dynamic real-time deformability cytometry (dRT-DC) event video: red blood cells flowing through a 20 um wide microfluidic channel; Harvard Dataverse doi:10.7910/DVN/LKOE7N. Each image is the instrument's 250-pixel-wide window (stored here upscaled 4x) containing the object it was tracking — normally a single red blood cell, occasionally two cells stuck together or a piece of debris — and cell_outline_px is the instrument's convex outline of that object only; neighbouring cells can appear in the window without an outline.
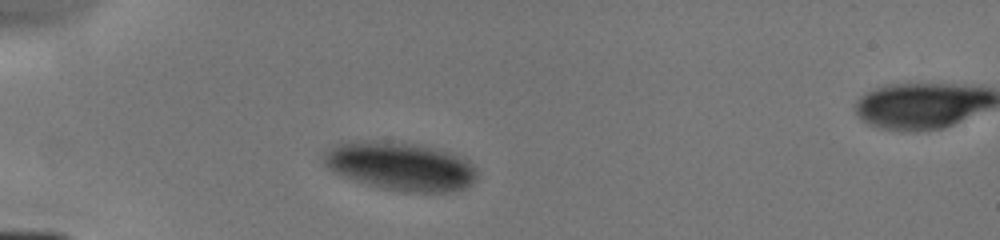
{"species": "human", "species_latin": "Homo sapiens", "temperature_condition": "cold", "stored_images_in_passage": 2, "camera_frame_rate_fps": 3000, "um_per_image_px": 0.085, "donor": {"sex": "male"}, "frame": {"image": 1, "passage_image": 1, "time_ms": 0.0, "image_size_px": [1000, 240], "cell_outline_px": [[476, 176], [472, 184], [464, 188], [444, 192], [404, 192], [380, 188], [332, 172], [324, 164], [324, 152], [336, 144], [348, 140], [376, 140], [432, 148], [464, 156], [476, 168]], "centroid_in_image_um": [34.02, 14.13], "position_along_channel_um": 51.0, "area_um2": 43.06}}